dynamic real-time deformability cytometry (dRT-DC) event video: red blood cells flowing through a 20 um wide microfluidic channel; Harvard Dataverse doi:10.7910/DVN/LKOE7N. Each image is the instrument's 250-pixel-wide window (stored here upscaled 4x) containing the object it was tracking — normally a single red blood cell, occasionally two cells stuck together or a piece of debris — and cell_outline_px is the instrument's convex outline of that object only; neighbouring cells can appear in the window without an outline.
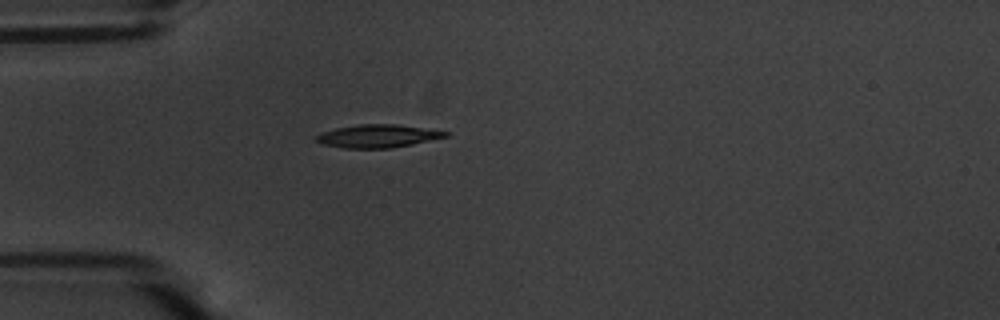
{"species": "common noctule bat (a hibernating species)", "species_latin": "Nyctalus noctula", "temperature_condition": "warm", "stored_images_in_passage": 41, "camera_frame_rate_fps": 3000, "um_per_image_px": 0.085, "animal": {"sex": "male", "body_mass_g": 20.1, "forearm_length_mm": 53.5}, "frame": {"image": 1, "passage_image": 1, "time_ms": 0.0, "image_size_px": [1000, 320], "cell_outline_px": [[448, 136], [412, 144], [392, 148], [344, 148], [320, 144], [316, 140], [316, 136], [320, 132], [336, 128], [360, 124], [396, 124], [448, 132]], "centroid_in_image_um": [32.04, 11.57], "position_along_channel_um": 53.0, "area_um2": 17.17}}
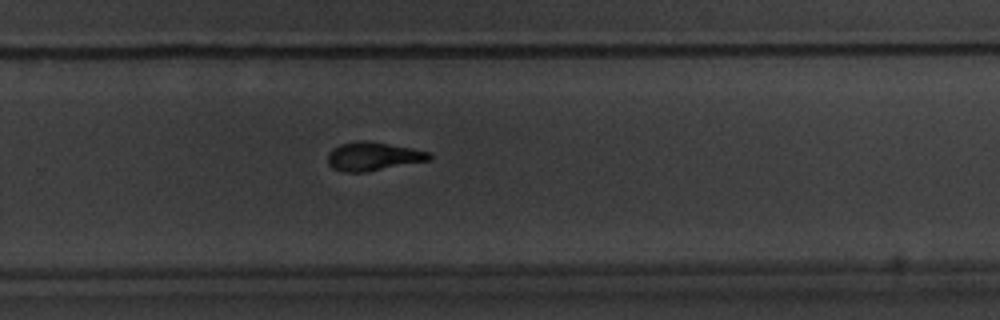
{"frame": {"image": 2, "passage_image": 22, "time_ms": 7.0, "image_size_px": [1000, 320], "cell_outline_px": [[432, 160], [368, 172], [344, 172], [332, 168], [328, 164], [328, 152], [332, 148], [340, 144], [364, 140], [412, 148], [432, 152]], "centroid_in_image_um": [31.75, 13.3], "position_along_channel_um": 298.1, "area_um2": 17.11}}
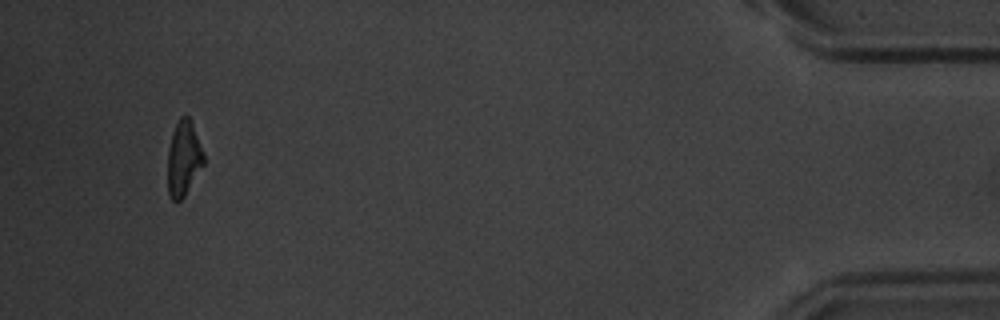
{"frame": {"image": 3, "passage_image": 38, "time_ms": 12.333, "image_size_px": [1000, 320], "cell_outline_px": [[204, 164], [184, 196], [180, 200], [172, 200], [168, 192], [168, 148], [172, 132], [180, 116], [188, 116], [192, 124], [204, 152]], "centroid_in_image_um": [15.6, 13.46], "position_along_channel_um": 419.6, "area_um2": 15.61}, "authors_computed_cell_mechanics": {"area_um2": 17.1088, "velocity_mm_per_s": 3.6289, "shape_relaxation_time_tau1_ms": 2.9352, "shape_relaxation_time_tau2_ms": 2.6795, "deformation_change_tau1": 0.1748, "deformation_change_tau2": 0.1157}}